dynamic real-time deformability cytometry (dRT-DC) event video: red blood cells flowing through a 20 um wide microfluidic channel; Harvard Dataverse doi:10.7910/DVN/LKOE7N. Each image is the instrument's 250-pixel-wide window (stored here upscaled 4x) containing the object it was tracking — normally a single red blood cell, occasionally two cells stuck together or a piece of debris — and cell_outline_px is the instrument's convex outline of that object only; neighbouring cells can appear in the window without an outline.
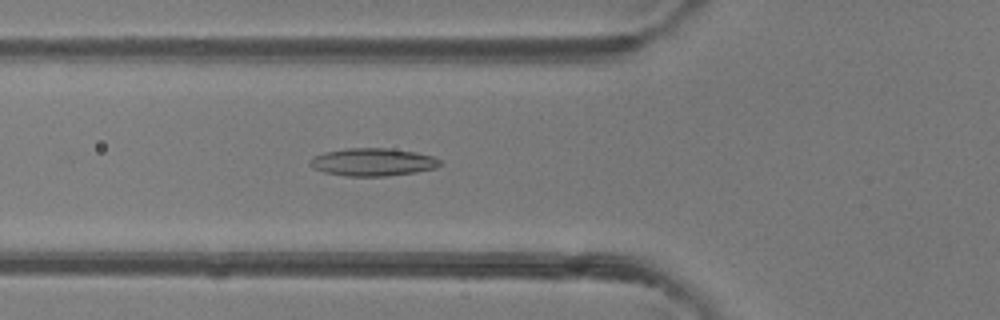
{"species": "common noctule bat (a hibernating species)", "species_latin": "Nyctalus noctula", "temperature_condition": "room temperature", "stored_images_in_passage": 47, "camera_frame_rate_fps": 3000, "um_per_image_px": 0.085, "animal": {"sex": "female"}, "frame": {"image": 1, "passage_image": 17, "time_ms": 5.333, "image_size_px": [1000, 320], "cell_outline_px": [[440, 164], [436, 168], [416, 172], [384, 176], [344, 176], [324, 172], [312, 168], [308, 164], [308, 160], [312, 156], [324, 152], [344, 148], [388, 148], [416, 152], [432, 156], [440, 160]], "centroid_in_image_um": [31.62, 13.77], "position_along_channel_um": 94.2, "area_um2": 21.21}}
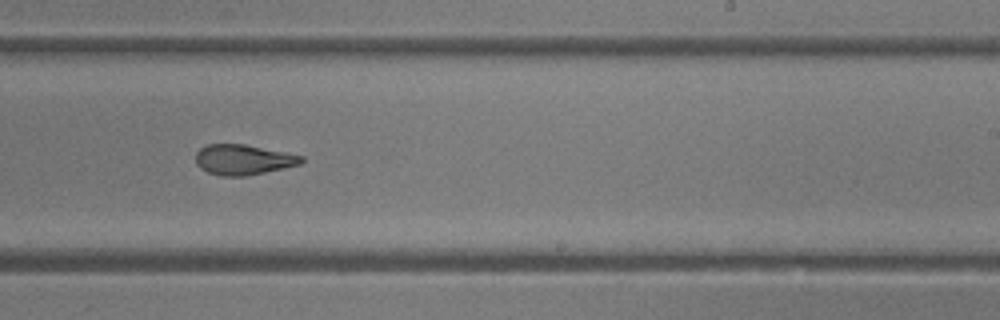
{"frame": {"image": 2, "passage_image": 29, "time_ms": 9.333, "image_size_px": [1000, 320], "cell_outline_px": [[304, 160], [300, 164], [264, 172], [244, 176], [220, 176], [208, 172], [200, 168], [196, 164], [196, 152], [204, 144], [244, 144], [304, 156]], "centroid_in_image_um": [20.63, 13.56], "position_along_channel_um": 268.4, "area_um2": 18.55}}
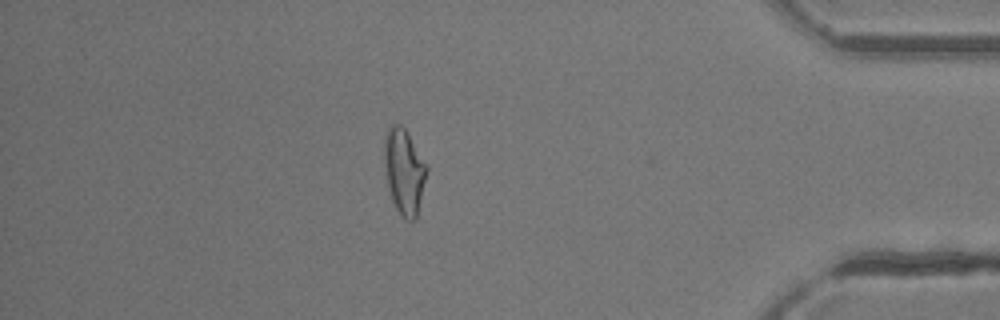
{"frame": {"image": 3, "passage_image": 41, "time_ms": 13.333, "image_size_px": [1000, 320], "cell_outline_px": [[428, 168], [416, 220], [408, 220], [400, 216], [392, 200], [388, 188], [384, 160], [384, 136], [388, 124], [400, 124], [408, 132]], "centroid_in_image_um": [34.34, 14.54], "position_along_channel_um": 400.9, "area_um2": 21.21}, "authors_computed_cell_mechanics": {"area_um2": 20.4612, "velocity_mm_per_s": 4.3442, "shape_relaxation_time_tau1_ms": 5.4742, "shape_relaxation_time_tau2_ms": 2.4879, "deformation_change_tau1": 0.1581, "deformation_change_tau2": 0.112}}